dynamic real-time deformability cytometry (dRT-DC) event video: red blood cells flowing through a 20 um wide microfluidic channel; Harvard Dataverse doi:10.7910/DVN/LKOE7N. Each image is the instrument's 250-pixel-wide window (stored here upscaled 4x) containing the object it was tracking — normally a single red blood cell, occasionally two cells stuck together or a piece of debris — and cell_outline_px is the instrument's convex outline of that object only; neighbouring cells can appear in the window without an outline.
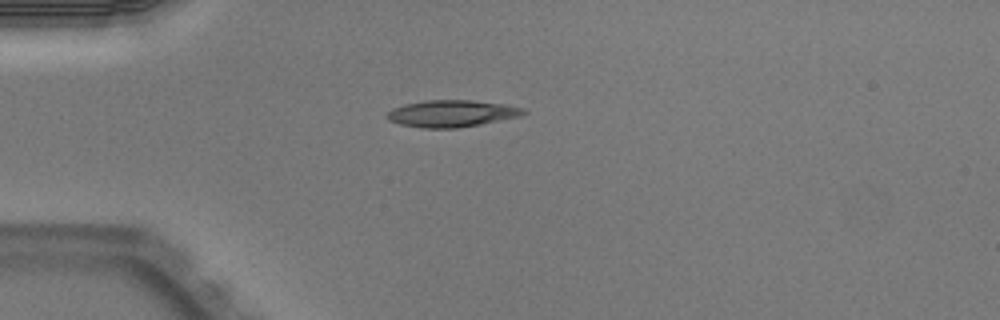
{"species": "Egyptian fruit bat (a non-hibernating species)", "species_latin": "Rousettus aegyptiacus", "temperature_condition": "warm", "stored_images_in_passage": 38, "camera_frame_rate_fps": 3000, "um_per_image_px": 0.085, "animal": {"sex": "male"}, "frame": {"image": 1, "passage_image": 1, "time_ms": 0.0, "image_size_px": [1000, 320], "cell_outline_px": [[528, 112], [520, 116], [480, 124], [456, 128], [424, 128], [400, 124], [388, 120], [384, 116], [392, 108], [404, 104], [424, 100], [472, 100], [508, 104], [524, 108]], "centroid_in_image_um": [38.39, 9.64], "position_along_channel_um": 46.6, "area_um2": 21.5}}
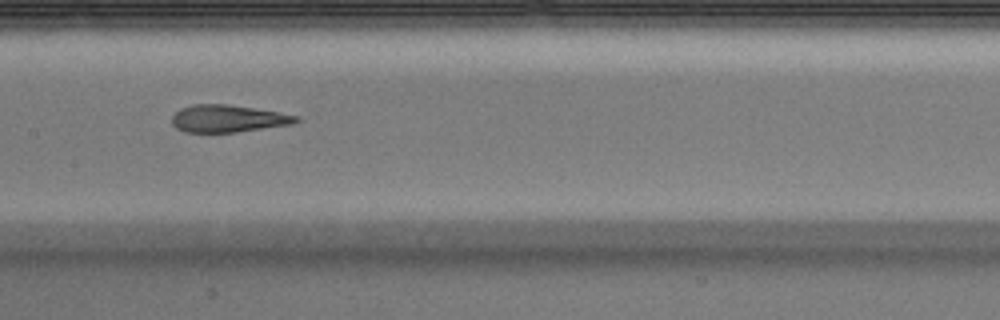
{"frame": {"image": 2, "passage_image": 13, "time_ms": 4.0, "image_size_px": [1000, 320], "cell_outline_px": [[300, 120], [292, 124], [236, 132], [184, 132], [176, 128], [172, 124], [172, 116], [180, 108], [192, 104], [224, 104], [252, 108], [300, 116]], "centroid_in_image_um": [19.34, 10.08], "position_along_channel_um": 188.1, "area_um2": 19.59}}
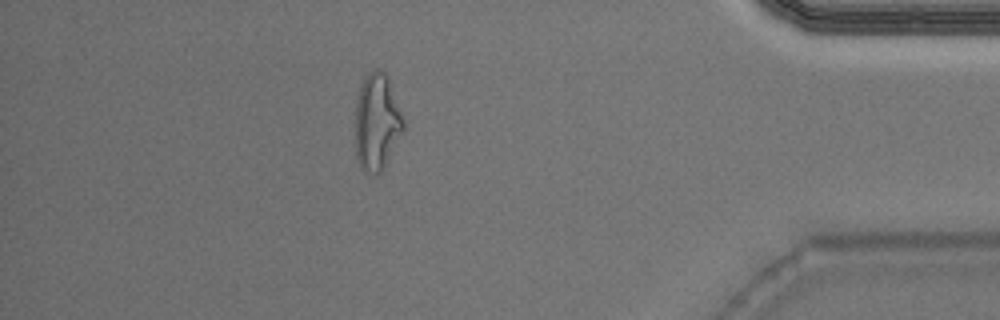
{"frame": {"image": 3, "passage_image": 32, "time_ms": 10.333, "image_size_px": [1000, 320], "cell_outline_px": [[404, 128], [384, 168], [380, 172], [368, 172], [360, 164], [356, 156], [356, 100], [360, 84], [364, 76], [368, 72], [376, 68], [380, 68], [388, 76], [404, 120]], "centroid_in_image_um": [32.03, 10.29], "position_along_channel_um": 403.2, "area_um2": 26.93}, "authors_computed_cell_mechanics": {"area_um2": 20.8947, "velocity_mm_per_s": 3.9977, "shape_relaxation_time_tau1_ms": 6.4057, "shape_relaxation_time_tau2_ms": 1.6076, "deformation_change_tau1": 0.2478, "deformation_change_tau2": 0.1129}}